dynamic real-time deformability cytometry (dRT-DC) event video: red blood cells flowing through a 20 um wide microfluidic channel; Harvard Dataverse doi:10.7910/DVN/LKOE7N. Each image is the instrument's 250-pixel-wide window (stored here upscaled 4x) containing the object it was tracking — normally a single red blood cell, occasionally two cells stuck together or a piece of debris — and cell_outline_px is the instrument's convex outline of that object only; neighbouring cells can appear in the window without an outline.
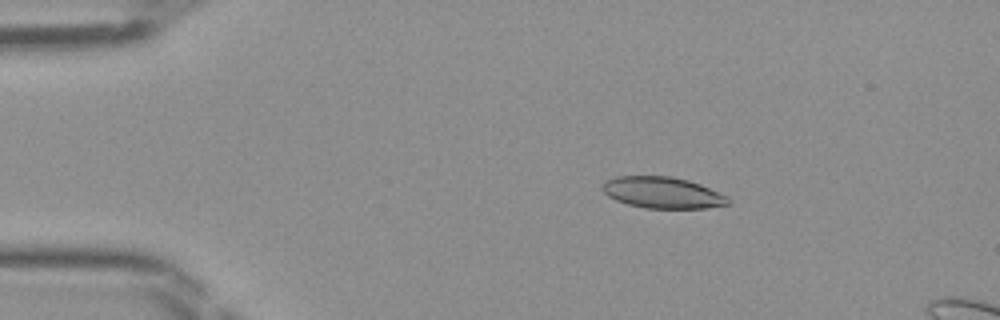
{"species": "Egyptian fruit bat (a non-hibernating species)", "species_latin": "Rousettus aegyptiacus", "temperature_condition": "room temperature", "stored_images_in_passage": 15, "camera_frame_rate_fps": 3000, "um_per_image_px": 0.085, "frame": {"image": 1, "passage_image": 9, "time_ms": 2.667, "image_size_px": [1000, 320], "cell_outline_px": [[732, 200], [728, 204], [708, 208], [644, 208], [628, 204], [616, 200], [608, 196], [600, 188], [600, 184], [604, 180], [616, 176], [672, 176], [688, 180], [700, 184], [728, 196]], "centroid_in_image_um": [56.29, 16.36], "position_along_channel_um": 28.7, "area_um2": 23.24}}